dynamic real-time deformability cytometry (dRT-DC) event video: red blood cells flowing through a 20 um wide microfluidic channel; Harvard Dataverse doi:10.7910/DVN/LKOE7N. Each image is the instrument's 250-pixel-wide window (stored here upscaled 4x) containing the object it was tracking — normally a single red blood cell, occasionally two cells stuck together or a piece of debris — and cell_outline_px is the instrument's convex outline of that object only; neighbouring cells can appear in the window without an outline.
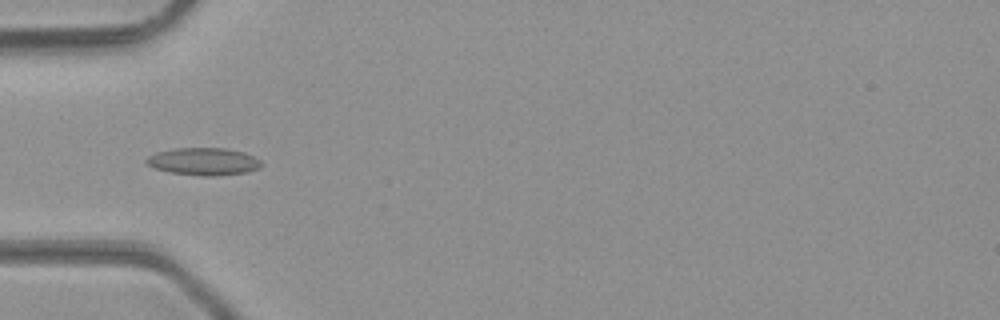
{"species": "common noctule bat (a hibernating species)", "species_latin": "Nyctalus noctula", "temperature_condition": "room temperature", "stored_images_in_passage": 43, "camera_frame_rate_fps": 3000, "um_per_image_px": 0.085, "animal": {"sex": "male", "body_mass_g": 23.1, "forearm_length_mm": 52.7}, "frame": {"image": 1, "passage_image": 11, "time_ms": 3.333, "image_size_px": [1000, 320], "cell_outline_px": [[264, 164], [260, 168], [248, 172], [212, 176], [200, 176], [172, 172], [156, 168], [148, 164], [144, 160], [148, 156], [156, 152], [176, 148], [224, 148], [244, 152], [260, 160]], "centroid_in_image_um": [17.34, 13.72], "position_along_channel_um": 67.7, "area_um2": 18.32}}
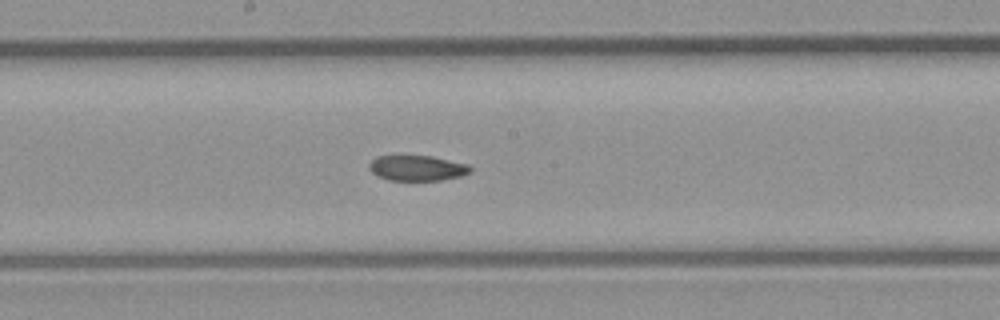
{"frame": {"image": 2, "passage_image": 21, "time_ms": 6.667, "image_size_px": [1000, 320], "cell_outline_px": [[472, 172], [460, 176], [440, 180], [388, 180], [372, 172], [368, 168], [368, 164], [376, 156], [400, 152], [432, 156], [468, 164], [472, 168]], "centroid_in_image_um": [35.41, 14.22], "position_along_channel_um": 212.8, "area_um2": 15.72}}
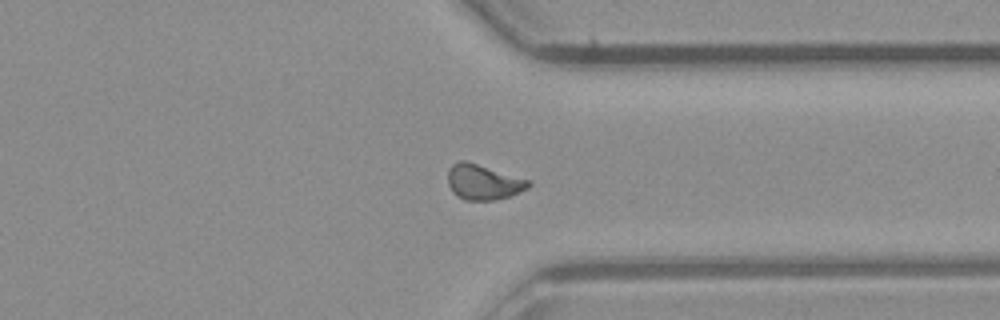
{"frame": {"image": 3, "passage_image": 32, "time_ms": 10.333, "image_size_px": [1000, 320], "cell_outline_px": [[532, 184], [528, 188], [520, 192], [496, 200], [464, 200], [456, 196], [452, 192], [448, 184], [448, 168], [452, 164], [460, 160], [468, 160], [532, 180]], "centroid_in_image_um": [41.09, 15.45], "position_along_channel_um": 370.3, "area_um2": 17.05}, "authors_computed_cell_mechanics": {"area_um2": 16.4152, "velocity_mm_per_s": 4.3283, "shape_relaxation_time_tau1_ms": 4.5601, "shape_relaxation_time_tau2_ms": 4.7931, "deformation_change_tau1": 0.1008, "deformation_change_tau2": 0.1038}}